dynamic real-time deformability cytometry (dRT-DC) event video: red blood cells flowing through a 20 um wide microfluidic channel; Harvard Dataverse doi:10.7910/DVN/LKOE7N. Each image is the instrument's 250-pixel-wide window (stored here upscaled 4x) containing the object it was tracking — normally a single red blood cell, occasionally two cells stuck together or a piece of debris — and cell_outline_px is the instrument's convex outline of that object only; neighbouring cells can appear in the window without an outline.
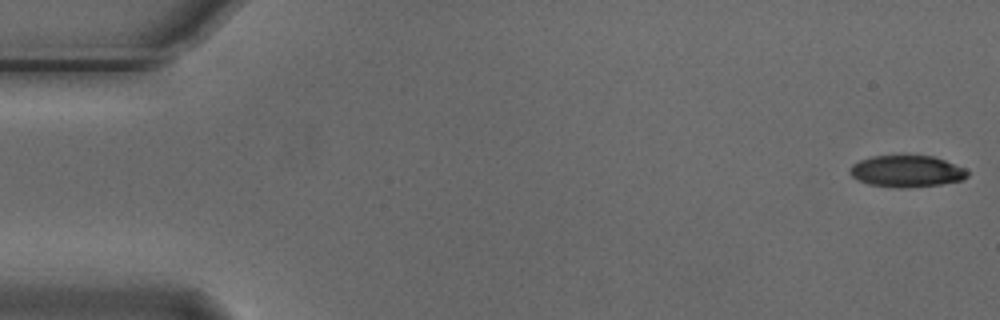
{"species": "Egyptian fruit bat (a non-hibernating species)", "species_latin": "Rousettus aegyptiacus", "temperature_condition": "cold", "stored_images_in_passage": 4, "camera_frame_rate_fps": 3000, "um_per_image_px": 0.085, "animal": {"sex": "male"}, "frame": {"image": 1, "passage_image": 1, "time_ms": 0.0, "image_size_px": [1000, 320], "cell_outline_px": [[968, 176], [964, 180], [940, 184], [908, 188], [896, 188], [868, 184], [852, 176], [848, 172], [848, 168], [852, 164], [860, 160], [872, 156], [932, 156], [944, 160], [964, 168], [968, 172]], "centroid_in_image_um": [77.05, 14.57], "position_along_channel_um": 8.0, "area_um2": 21.68}}
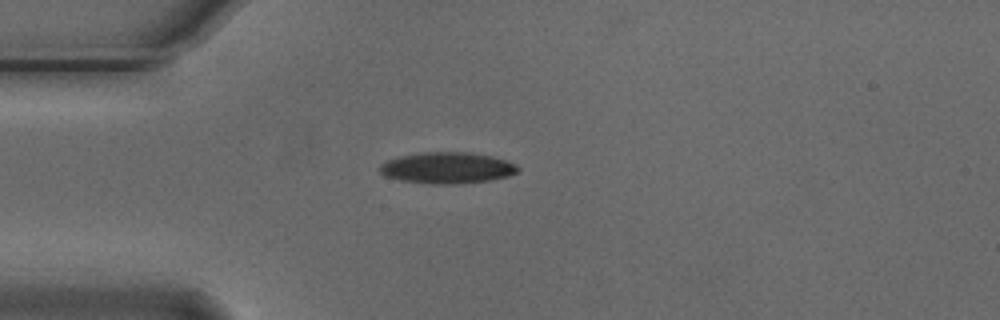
{"frame": {"image": 2, "passage_image": 4, "time_ms": 1.0, "image_size_px": [1000, 320], "cell_outline_px": [[520, 168], [516, 172], [508, 176], [488, 180], [460, 184], [432, 184], [400, 180], [384, 176], [380, 172], [380, 164], [388, 160], [400, 156], [424, 152], [468, 152], [492, 156], [516, 164]], "centroid_in_image_um": [38.0, 14.27], "position_along_channel_um": 47.0, "area_um2": 25.09}}